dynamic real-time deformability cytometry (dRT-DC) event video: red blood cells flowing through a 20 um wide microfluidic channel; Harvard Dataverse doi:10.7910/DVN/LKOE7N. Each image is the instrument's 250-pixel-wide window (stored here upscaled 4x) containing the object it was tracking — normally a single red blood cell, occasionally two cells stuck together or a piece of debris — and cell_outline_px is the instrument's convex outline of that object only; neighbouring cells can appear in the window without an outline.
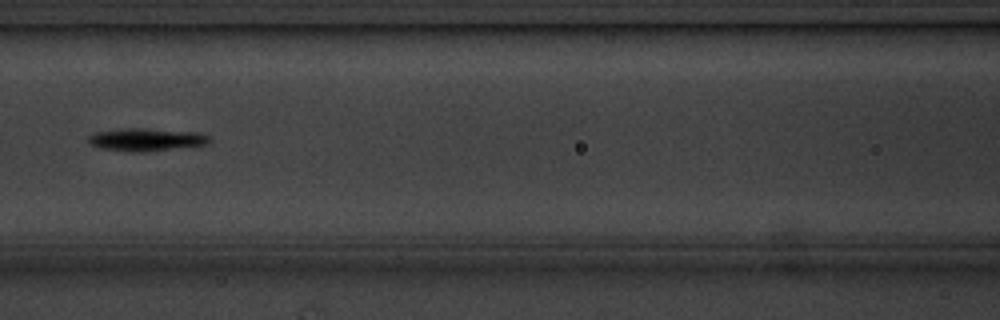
{"species": "common noctule bat (a hibernating species)", "species_latin": "Nyctalus noctula", "temperature_condition": "cold", "stored_images_in_passage": 3, "camera_frame_rate_fps": 3000, "um_per_image_px": 0.085, "animal": {"sex": "male", "body_mass_g": 20.1, "forearm_length_mm": 53.5}, "frame": {"image": 1, "passage_image": 3, "time_ms": 2.333, "image_size_px": [1000, 320], "cell_outline_px": [[208, 140], [204, 144], [168, 148], [100, 148], [92, 144], [88, 140], [88, 136], [96, 132], [128, 128], [140, 128], [200, 132], [208, 136]], "centroid_in_image_um": [12.43, 11.78], "position_along_channel_um": 154.2, "area_um2": 14.33}}